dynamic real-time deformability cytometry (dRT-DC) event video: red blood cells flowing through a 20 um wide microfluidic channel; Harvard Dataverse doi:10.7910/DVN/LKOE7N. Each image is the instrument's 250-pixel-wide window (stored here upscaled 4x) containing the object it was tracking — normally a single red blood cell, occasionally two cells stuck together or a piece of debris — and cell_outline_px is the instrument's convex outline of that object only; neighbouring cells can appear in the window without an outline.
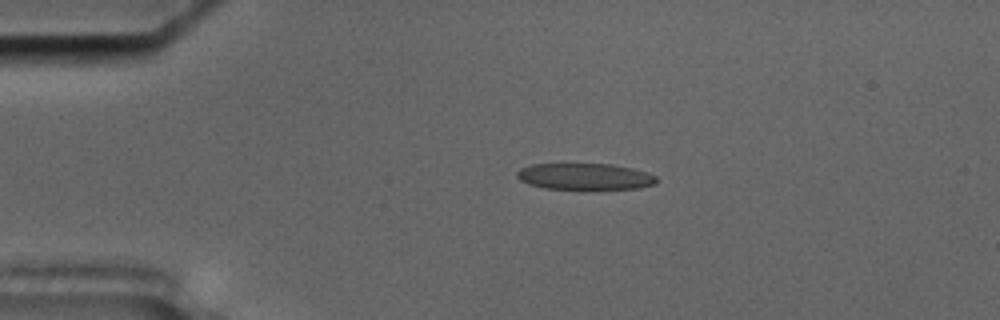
{"species": "common noctule bat (a hibernating species)", "species_latin": "Nyctalus noctula", "temperature_condition": "cold", "stored_images_in_passage": 55, "camera_frame_rate_fps": 3000, "um_per_image_px": 0.085, "animal": {"sex": "male", "body_mass_g": 17.5, "forearm_length_mm": 52.3}, "frame": {"image": 1, "passage_image": 11, "time_ms": 3.333, "image_size_px": [1000, 320], "cell_outline_px": [[656, 184], [640, 188], [544, 188], [528, 184], [520, 180], [516, 176], [516, 172], [520, 168], [532, 164], [612, 164], [632, 168], [648, 172], [656, 176]], "centroid_in_image_um": [49.7, 14.99], "position_along_channel_um": 35.3, "area_um2": 21.27}}
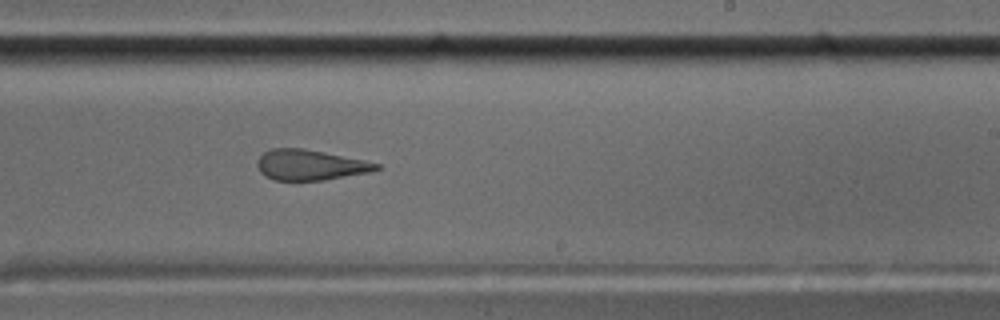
{"frame": {"image": 2, "passage_image": 33, "time_ms": 10.667, "image_size_px": [1000, 320], "cell_outline_px": [[380, 168], [372, 172], [324, 180], [276, 180], [264, 176], [260, 172], [256, 164], [256, 160], [264, 152], [272, 148], [300, 148], [324, 152], [364, 160], [380, 164]], "centroid_in_image_um": [26.35, 14.02], "position_along_channel_um": 262.6, "area_um2": 21.15}}
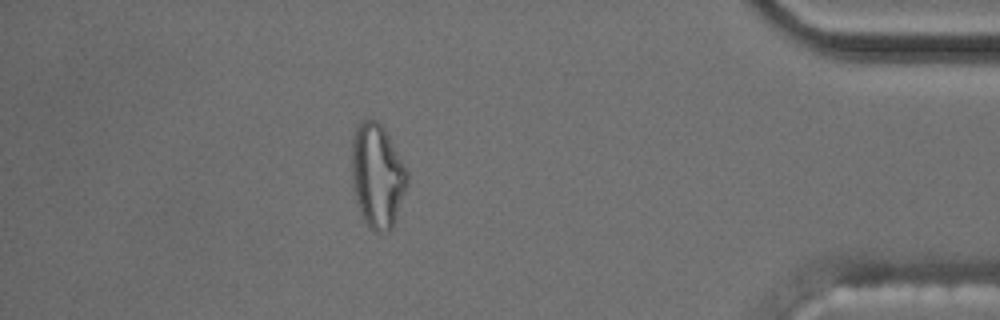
{"frame": {"image": 3, "passage_image": 48, "time_ms": 15.667, "image_size_px": [1000, 320], "cell_outline_px": [[408, 180], [392, 228], [380, 232], [376, 232], [364, 224], [352, 188], [352, 136], [356, 124], [360, 120], [376, 120], [384, 128], [408, 172]], "centroid_in_image_um": [32.03, 14.92], "position_along_channel_um": 403.2, "area_um2": 33.52}, "authors_computed_cell_mechanics": {"area_um2": 22.542, "velocity_mm_per_s": 3.6327, "shape_relaxation_time_tau1_ms": null, "shape_relaxation_time_tau2_ms": 2.0312, "deformation_change_tau1": null, "deformation_change_tau2": 0.0744}}